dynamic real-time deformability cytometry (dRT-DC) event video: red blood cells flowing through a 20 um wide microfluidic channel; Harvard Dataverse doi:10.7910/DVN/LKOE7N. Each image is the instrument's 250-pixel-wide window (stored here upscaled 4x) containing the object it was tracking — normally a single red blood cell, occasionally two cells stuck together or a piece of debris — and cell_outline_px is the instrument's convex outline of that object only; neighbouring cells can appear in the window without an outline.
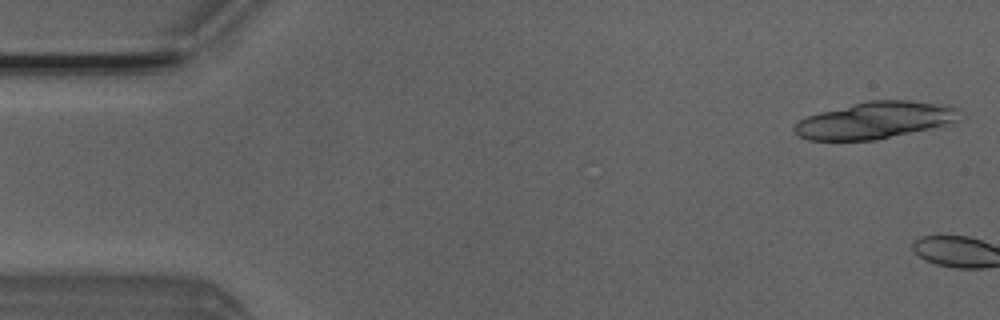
{"species": "Egyptian fruit bat (a non-hibernating species)", "species_latin": "Rousettus aegyptiacus", "temperature_condition": "room temperature", "stored_images_in_passage": 8, "camera_frame_rate_fps": 3000, "um_per_image_px": 0.085, "animal": {"sex": "male"}, "frame": {"image": 1, "passage_image": 1, "time_ms": 0.0, "image_size_px": [1000, 320], "cell_outline_px": [[964, 112], [956, 120], [944, 124], [928, 128], [876, 140], [808, 140], [792, 132], [792, 128], [800, 120], [808, 116], [820, 112], [868, 100], [908, 100], [952, 104]], "centroid_in_image_um": [74.4, 10.2], "position_along_channel_um": 10.6, "area_um2": 35.37}}